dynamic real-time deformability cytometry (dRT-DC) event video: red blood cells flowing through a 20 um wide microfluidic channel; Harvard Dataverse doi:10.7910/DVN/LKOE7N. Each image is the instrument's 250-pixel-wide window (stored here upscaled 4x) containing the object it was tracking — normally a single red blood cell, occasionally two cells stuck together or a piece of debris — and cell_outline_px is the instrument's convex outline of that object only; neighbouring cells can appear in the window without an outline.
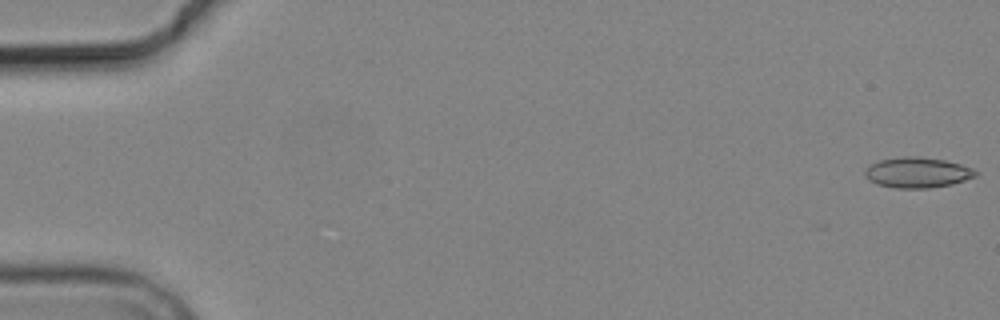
{"species": "common noctule bat (a hibernating species)", "species_latin": "Nyctalus noctula", "temperature_condition": "cold", "stored_images_in_passage": 4, "camera_frame_rate_fps": 3000, "um_per_image_px": 0.085, "animal": {"sex": "male", "body_mass_g": 19.2, "forearm_length_mm": 51.8}, "frame": {"image": 1, "passage_image": 1, "time_ms": 0.0, "image_size_px": [1000, 320], "cell_outline_px": [[976, 176], [952, 184], [928, 188], [896, 188], [876, 184], [868, 180], [864, 176], [864, 172], [872, 164], [880, 160], [900, 156], [920, 156], [944, 160], [960, 164], [972, 168], [976, 172]], "centroid_in_image_um": [77.95, 14.66], "position_along_channel_um": 7.1, "area_um2": 19.59}}